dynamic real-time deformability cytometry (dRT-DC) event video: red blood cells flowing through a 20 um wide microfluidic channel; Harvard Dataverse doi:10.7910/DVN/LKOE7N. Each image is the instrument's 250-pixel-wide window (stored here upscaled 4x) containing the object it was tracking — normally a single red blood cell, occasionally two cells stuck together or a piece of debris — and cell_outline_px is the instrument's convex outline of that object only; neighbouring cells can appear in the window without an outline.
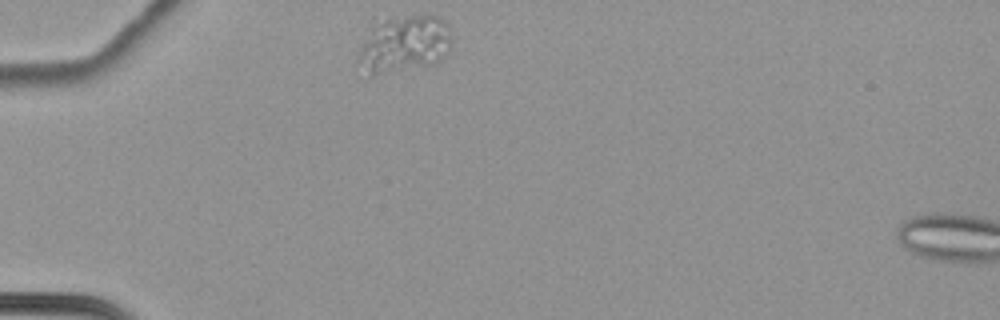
{"species": "common noctule bat (a hibernating species)", "species_latin": "Nyctalus noctula", "temperature_condition": "cold", "stored_images_in_passage": 46, "camera_frame_rate_fps": 3000, "um_per_image_px": 0.085, "animal": {"sex": "female", "body_mass_g": 22.7, "forearm_length_mm": 54.2}, "frame": {"image": 1, "passage_image": 1, "time_ms": 0.0, "image_size_px": [1000, 320], "cell_outline_px": [[452, 48], [436, 64], [368, 80], [364, 80], [356, 60], [372, 20], [408, 16], [440, 16], [448, 24], [452, 36]], "centroid_in_image_um": [34.28, 3.84], "position_along_channel_um": 50.7, "area_um2": 33.18}}
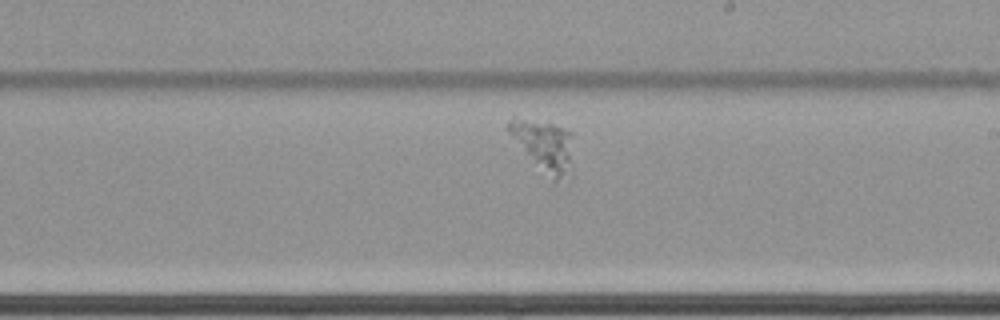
{"frame": {"image": 2, "passage_image": 21, "time_ms": 6.667, "image_size_px": [1000, 320], "cell_outline_px": [[572, 180], [568, 184], [552, 184], [524, 152], [508, 132], [508, 120], [512, 116], [552, 124], [572, 132]], "centroid_in_image_um": [46.33, 12.53], "position_along_channel_um": 242.7, "area_um2": 20.35}}
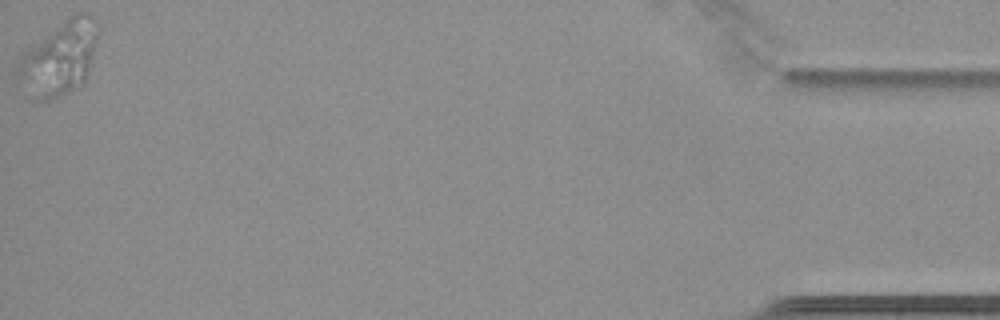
{"frame": {"image": 3, "passage_image": 46, "time_ms": 15.0, "image_size_px": [1000, 320], "cell_outline_px": [[100, 24], [88, 72], [84, 84], [60, 96], [48, 100], [32, 104], [20, 100], [12, 76], [12, 72], [20, 56], [56, 28], [72, 16], [88, 16], [96, 20]], "centroid_in_image_um": [4.84, 5.21], "position_along_channel_um": 430.4, "area_um2": 35.55}}